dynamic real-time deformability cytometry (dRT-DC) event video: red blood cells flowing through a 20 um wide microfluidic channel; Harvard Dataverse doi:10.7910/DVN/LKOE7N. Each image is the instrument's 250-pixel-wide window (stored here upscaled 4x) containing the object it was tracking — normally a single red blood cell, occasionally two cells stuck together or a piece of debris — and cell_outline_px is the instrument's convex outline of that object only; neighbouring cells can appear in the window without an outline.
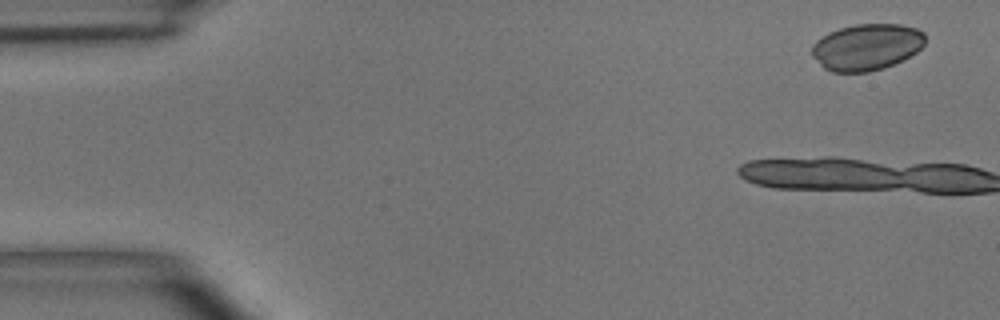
{"species": "common noctule bat (a hibernating species)", "species_latin": "Nyctalus noctula", "temperature_condition": "room temperature", "stored_images_in_passage": 3, "camera_frame_rate_fps": 3000, "um_per_image_px": 0.085, "animal": {"sex": "male", "body_mass_g": 15.6}, "frame": {"image": 1, "passage_image": 1, "time_ms": 0.0, "image_size_px": [1000, 320], "cell_outline_px": [[924, 44], [916, 52], [904, 60], [884, 68], [868, 72], [832, 72], [824, 68], [812, 56], [812, 44], [816, 40], [828, 32], [840, 28], [856, 24], [900, 24], [916, 28], [924, 32]], "centroid_in_image_um": [73.66, 4.0], "position_along_channel_um": 11.3, "area_um2": 30.81}}